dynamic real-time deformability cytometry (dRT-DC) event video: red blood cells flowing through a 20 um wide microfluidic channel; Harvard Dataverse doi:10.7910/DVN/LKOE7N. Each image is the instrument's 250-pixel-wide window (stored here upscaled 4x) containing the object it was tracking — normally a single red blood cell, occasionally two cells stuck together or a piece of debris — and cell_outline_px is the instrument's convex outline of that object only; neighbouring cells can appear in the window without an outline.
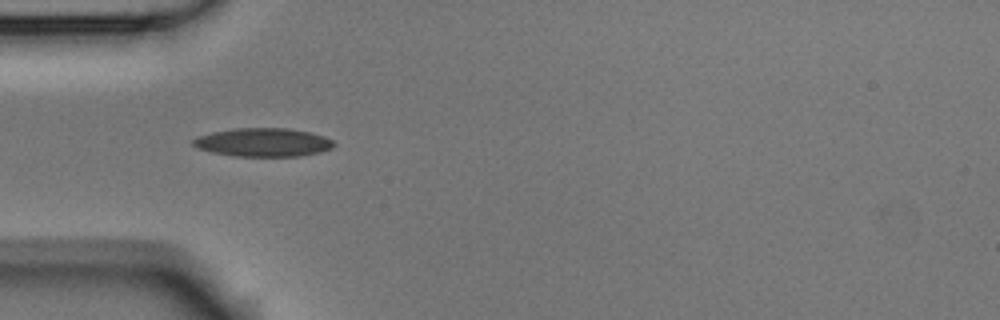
{"species": "Egyptian fruit bat (a non-hibernating species)", "species_latin": "Rousettus aegyptiacus", "temperature_condition": "room temperature", "stored_images_in_passage": 10, "camera_frame_rate_fps": 3000, "um_per_image_px": 0.085, "animal": {"sex": "male"}, "frame": {"image": 1, "passage_image": 4, "time_ms": 1.0, "image_size_px": [1000, 320], "cell_outline_px": [[336, 144], [332, 148], [320, 152], [300, 156], [236, 156], [212, 152], [196, 148], [192, 144], [192, 140], [196, 136], [212, 132], [236, 128], [288, 128], [312, 132], [324, 136], [332, 140]], "centroid_in_image_um": [22.37, 12.09], "position_along_channel_um": 62.6, "area_um2": 23.52}}
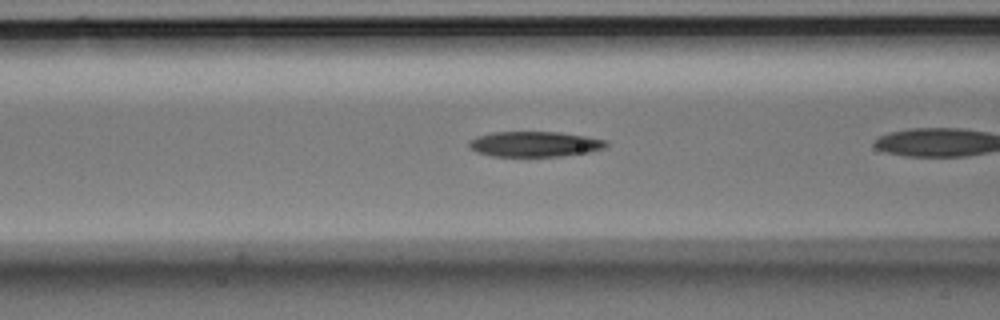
{"frame": {"image": 2, "passage_image": 6, "time_ms": 1.667, "image_size_px": [1000, 320], "cell_outline_px": [[608, 144], [604, 148], [588, 152], [560, 156], [492, 156], [476, 152], [468, 144], [468, 140], [476, 136], [492, 132], [560, 132], [608, 140]], "centroid_in_image_um": [45.43, 12.24], "position_along_channel_um": 121.2, "area_um2": 20.23}}
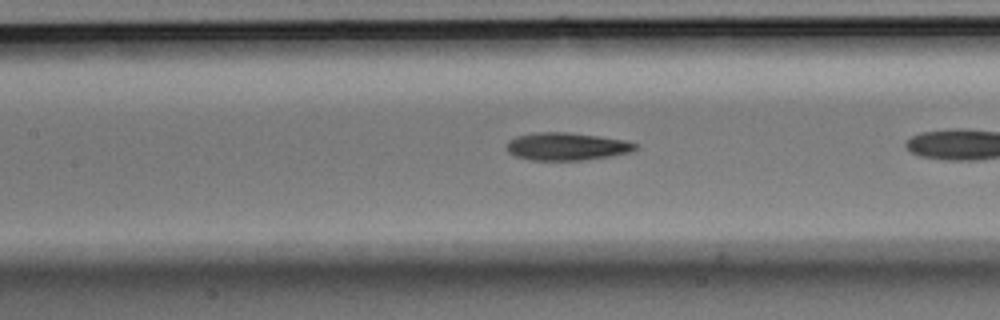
{"frame": {"image": 3, "passage_image": 9, "time_ms": 2.667, "image_size_px": [1000, 320], "cell_outline_px": [[640, 148], [628, 152], [612, 156], [584, 160], [532, 160], [516, 156], [508, 152], [504, 148], [508, 140], [516, 136], [536, 132], [568, 132], [624, 140], [636, 144]], "centroid_in_image_um": [48.12, 12.45], "position_along_channel_um": 159.3, "area_um2": 20.81}}